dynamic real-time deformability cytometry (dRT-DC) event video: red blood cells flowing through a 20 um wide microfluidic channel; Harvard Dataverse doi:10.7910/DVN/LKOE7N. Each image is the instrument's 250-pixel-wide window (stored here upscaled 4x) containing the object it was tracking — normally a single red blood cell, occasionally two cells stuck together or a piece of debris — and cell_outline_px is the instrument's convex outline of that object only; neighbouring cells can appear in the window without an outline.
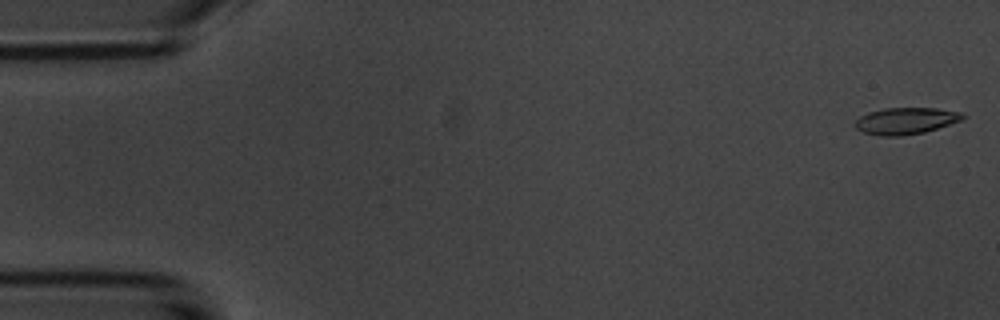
{"species": "common noctule bat (a hibernating species)", "species_latin": "Nyctalus noctula", "temperature_condition": "room temperature", "stored_images_in_passage": 4, "camera_frame_rate_fps": 3000, "um_per_image_px": 0.085, "animal": {"sex": "male", "body_mass_g": 20.1, "forearm_length_mm": 53.5}, "frame": {"image": 1, "passage_image": 1, "time_ms": 0.0, "image_size_px": [1000, 320], "cell_outline_px": [[968, 116], [960, 120], [924, 132], [900, 136], [880, 136], [864, 132], [856, 128], [852, 124], [860, 116], [868, 112], [884, 108], [936, 108], [960, 112]], "centroid_in_image_um": [76.95, 10.27], "position_along_channel_um": 8.1, "area_um2": 16.65}}
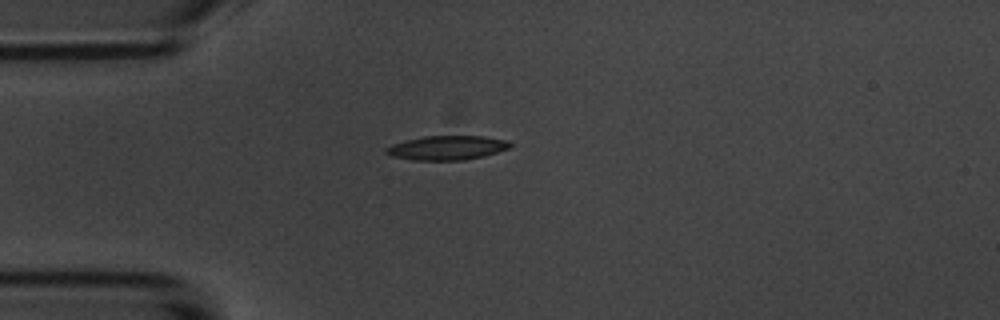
{"frame": {"image": 2, "passage_image": 4, "time_ms": 4.333, "image_size_px": [1000, 320], "cell_outline_px": [[512, 144], [508, 148], [484, 156], [464, 160], [412, 160], [392, 156], [384, 152], [384, 148], [392, 144], [424, 136], [484, 136], [508, 140]], "centroid_in_image_um": [37.98, 12.56], "position_along_channel_um": 47.0, "area_um2": 17.46}}